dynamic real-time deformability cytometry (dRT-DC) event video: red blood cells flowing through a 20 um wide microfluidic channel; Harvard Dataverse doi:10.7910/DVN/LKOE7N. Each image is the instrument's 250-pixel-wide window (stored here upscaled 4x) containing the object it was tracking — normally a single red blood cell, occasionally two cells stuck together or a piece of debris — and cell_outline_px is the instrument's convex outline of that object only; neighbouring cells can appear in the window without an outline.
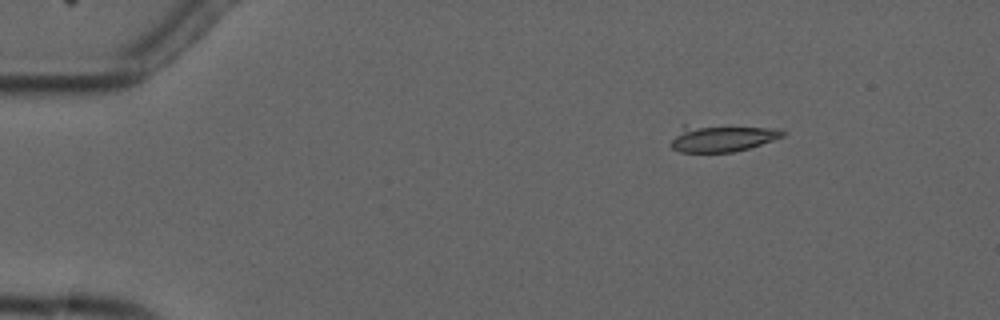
{"species": "common noctule bat (a hibernating species)", "species_latin": "Nyctalus noctula", "temperature_condition": "cold", "stored_images_in_passage": 3, "camera_frame_rate_fps": 3000, "um_per_image_px": 0.085, "animal": {"sex": "male", "forearm_length_mm": 52.5}, "frame": {"image": 1, "passage_image": 1, "time_ms": 0.0, "image_size_px": [1000, 320], "cell_outline_px": [[788, 132], [784, 136], [748, 148], [732, 152], [680, 152], [672, 148], [668, 144], [684, 124], [780, 128]], "centroid_in_image_um": [61.35, 11.73], "position_along_channel_um": 23.6, "area_um2": 17.74}}